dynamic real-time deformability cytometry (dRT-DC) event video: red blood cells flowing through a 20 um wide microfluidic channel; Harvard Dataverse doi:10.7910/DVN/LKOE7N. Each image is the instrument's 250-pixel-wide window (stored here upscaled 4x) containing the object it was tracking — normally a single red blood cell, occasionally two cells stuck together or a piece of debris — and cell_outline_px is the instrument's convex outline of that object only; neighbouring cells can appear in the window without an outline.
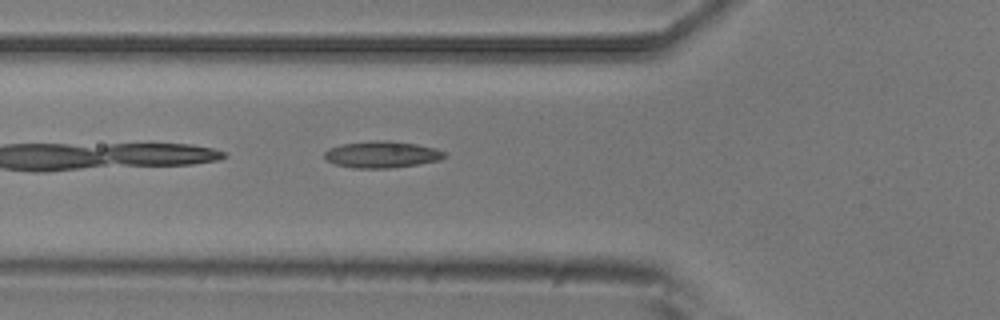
{"species": "common noctule bat (a hibernating species)", "species_latin": "Nyctalus noctula", "temperature_condition": "room temperature", "stored_images_in_passage": 34, "camera_frame_rate_fps": 3000, "um_per_image_px": 0.085, "animal": {"sex": "male", "body_mass_g": 20.5, "forearm_length_mm": 52.5}, "frame": {"image": 1, "passage_image": 3, "time_ms": 0.667, "image_size_px": [1000, 320], "cell_outline_px": [[444, 156], [440, 160], [416, 164], [388, 168], [352, 168], [336, 164], [328, 160], [324, 156], [324, 152], [328, 148], [340, 144], [372, 140], [392, 140], [416, 144], [436, 148], [444, 152]], "centroid_in_image_um": [32.42, 13.11], "position_along_channel_um": 93.4, "area_um2": 18.61}}
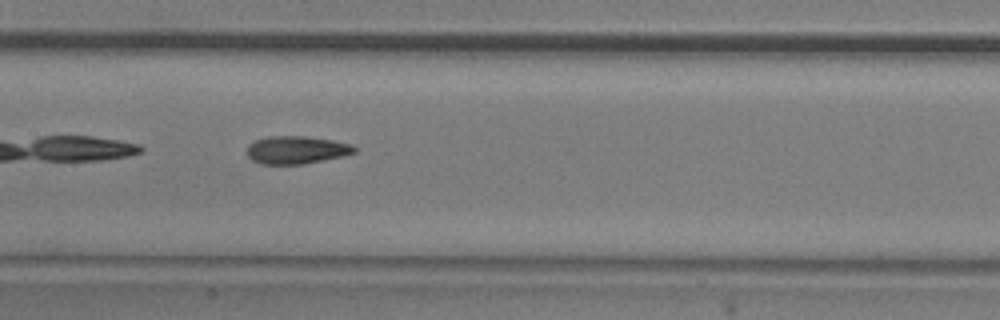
{"frame": {"image": 2, "passage_image": 10, "time_ms": 3.0, "image_size_px": [1000, 320], "cell_outline_px": [[356, 152], [344, 156], [304, 164], [260, 164], [252, 160], [248, 156], [248, 144], [256, 140], [268, 136], [304, 136], [332, 140], [352, 144], [356, 148]], "centroid_in_image_um": [25.21, 12.74], "position_along_channel_um": 182.2, "area_um2": 17.46}}
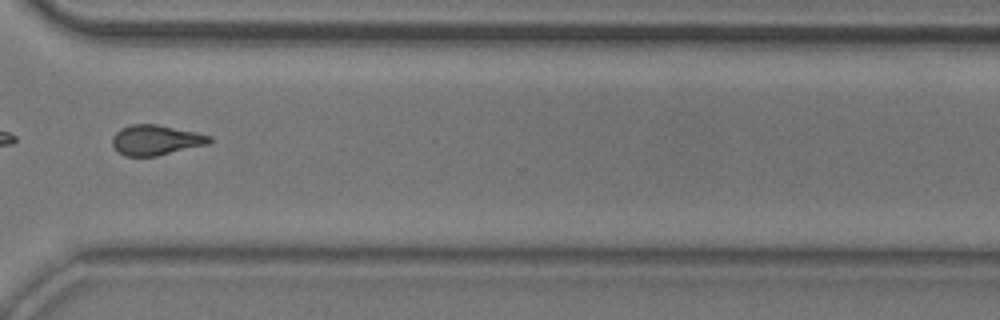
{"frame": {"image": 3, "passage_image": 24, "time_ms": 7.667, "image_size_px": [1000, 320], "cell_outline_px": [[212, 144], [156, 156], [124, 156], [116, 152], [112, 144], [112, 136], [120, 128], [132, 124], [156, 124], [196, 132], [212, 136]], "centroid_in_image_um": [13.26, 11.91], "position_along_channel_um": 357.3, "area_um2": 17.4}}